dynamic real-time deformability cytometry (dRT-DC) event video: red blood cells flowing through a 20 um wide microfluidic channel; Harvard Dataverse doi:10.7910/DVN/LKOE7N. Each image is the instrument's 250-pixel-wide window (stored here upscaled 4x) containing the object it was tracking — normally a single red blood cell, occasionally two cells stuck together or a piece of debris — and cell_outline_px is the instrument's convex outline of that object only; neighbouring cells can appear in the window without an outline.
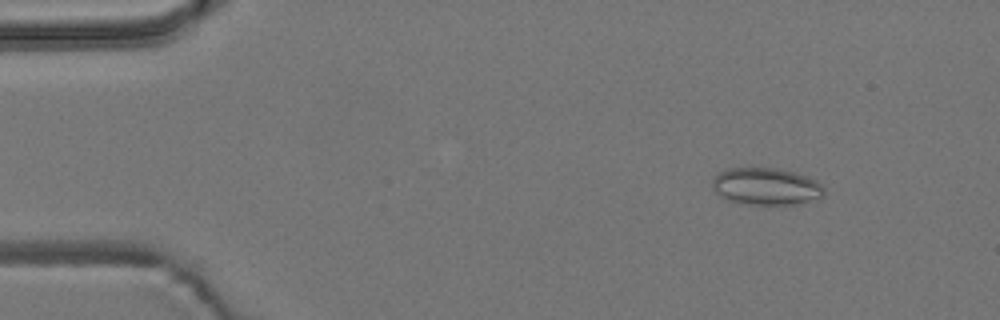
{"species": "common noctule bat (a hibernating species)", "species_latin": "Nyctalus noctula", "temperature_condition": "room temperature", "stored_images_in_passage": 53, "camera_frame_rate_fps": 3000, "um_per_image_px": 0.085, "animal": {"sex": "male", "body_mass_g": 19.2, "forearm_length_mm": 51.8}, "frame": {"image": 1, "passage_image": 7, "time_ms": 2.0, "image_size_px": [1000, 320], "cell_outline_px": [[824, 196], [800, 204], [748, 204], [728, 200], [720, 196], [712, 188], [712, 180], [720, 172], [728, 168], [776, 168], [808, 176], [816, 180], [824, 188]], "centroid_in_image_um": [65.13, 15.85], "position_along_channel_um": 19.9, "area_um2": 24.1}}
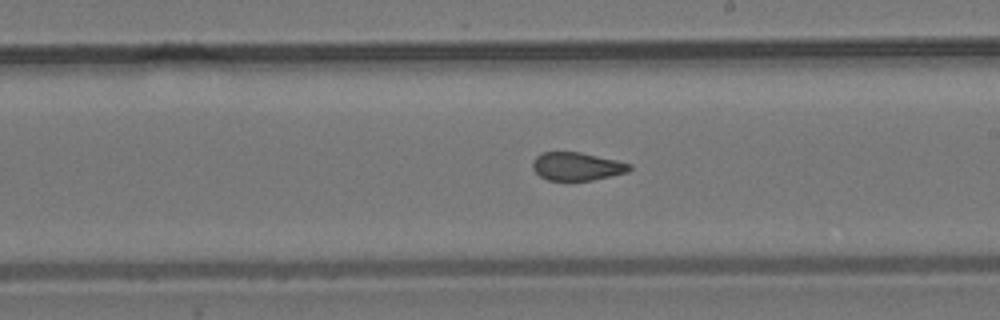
{"frame": {"image": 2, "passage_image": 32, "time_ms": 10.333, "image_size_px": [1000, 320], "cell_outline_px": [[632, 168], [628, 172], [592, 180], [548, 180], [540, 176], [532, 168], [532, 160], [536, 156], [544, 152], [580, 152], [616, 160], [632, 164]], "centroid_in_image_um": [49.03, 14.14], "position_along_channel_um": 240.0, "area_um2": 15.84}}
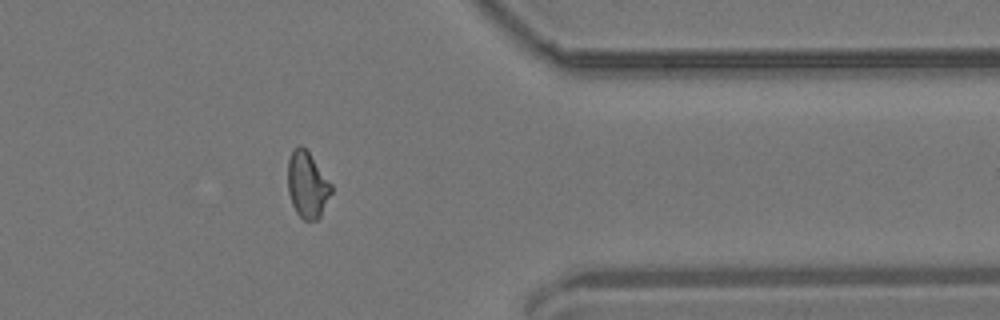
{"frame": {"image": 3, "passage_image": 45, "time_ms": 14.667, "image_size_px": [1000, 320], "cell_outline_px": [[332, 192], [320, 216], [316, 220], [304, 220], [296, 212], [292, 204], [288, 192], [288, 160], [292, 148], [300, 144], [308, 152], [332, 184]], "centroid_in_image_um": [26.11, 15.7], "position_along_channel_um": 385.3, "area_um2": 16.7}, "authors_computed_cell_mechanics": {"area_um2": 17.1088, "velocity_mm_per_s": 3.7113, "shape_relaxation_time_tau1_ms": null, "shape_relaxation_time_tau2_ms": 1.223, "deformation_change_tau1": null, "deformation_change_tau2": 0.071}}